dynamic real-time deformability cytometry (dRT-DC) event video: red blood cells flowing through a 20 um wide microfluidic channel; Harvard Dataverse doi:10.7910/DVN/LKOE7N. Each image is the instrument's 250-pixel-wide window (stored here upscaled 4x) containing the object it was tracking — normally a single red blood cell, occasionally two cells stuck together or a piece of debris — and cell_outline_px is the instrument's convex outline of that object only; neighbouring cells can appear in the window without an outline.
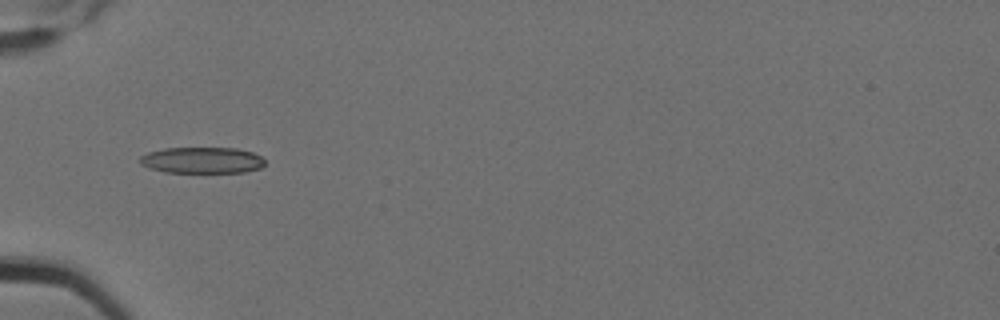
{"species": "Egyptian fruit bat (a non-hibernating species)", "species_latin": "Rousettus aegyptiacus", "temperature_condition": "cold", "stored_images_in_passage": 10, "camera_frame_rate_fps": 3000, "um_per_image_px": 0.085, "animal": {"sex": "female"}, "frame": {"image": 1, "passage_image": 6, "time_ms": 1.667, "image_size_px": [1000, 320], "cell_outline_px": [[264, 164], [260, 168], [244, 172], [164, 172], [148, 168], [140, 164], [140, 156], [148, 152], [164, 148], [236, 148], [252, 152], [260, 156], [264, 160]], "centroid_in_image_um": [17.14, 13.62], "position_along_channel_um": 67.9, "area_um2": 19.07}}